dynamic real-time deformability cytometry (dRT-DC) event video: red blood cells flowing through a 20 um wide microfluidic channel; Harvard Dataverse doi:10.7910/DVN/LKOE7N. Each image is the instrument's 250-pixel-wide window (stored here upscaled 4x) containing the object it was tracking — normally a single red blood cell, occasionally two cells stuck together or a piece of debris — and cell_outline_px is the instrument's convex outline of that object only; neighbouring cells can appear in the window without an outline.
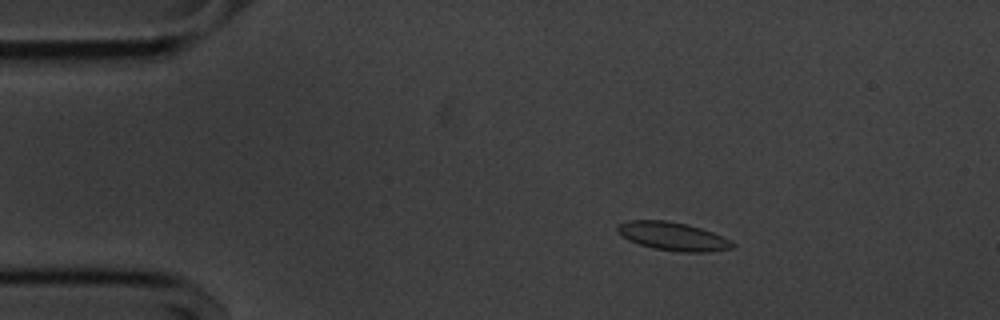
{"species": "common noctule bat (a hibernating species)", "species_latin": "Nyctalus noctula", "temperature_condition": "cold", "stored_images_in_passage": 56, "camera_frame_rate_fps": 3000, "um_per_image_px": 0.085, "animal": {"sex": "male", "body_mass_g": 20.1, "forearm_length_mm": 53.5}, "frame": {"image": 1, "passage_image": 10, "time_ms": 3.0, "image_size_px": [1000, 320], "cell_outline_px": [[736, 244], [732, 248], [712, 252], [680, 252], [652, 248], [628, 240], [616, 232], [616, 228], [620, 224], [632, 220], [668, 220], [688, 224], [712, 232], [732, 240]], "centroid_in_image_um": [57.22, 20.09], "position_along_channel_um": 27.8, "area_um2": 19.13}}
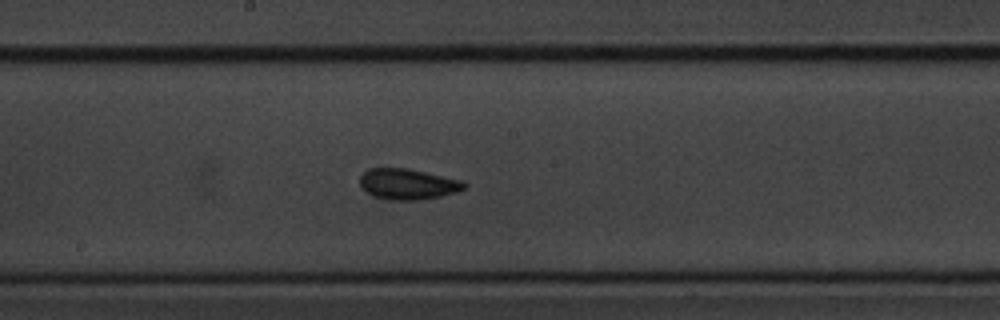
{"frame": {"image": 2, "passage_image": 30, "time_ms": 9.667, "image_size_px": [1000, 320], "cell_outline_px": [[468, 184], [464, 188], [456, 192], [440, 196], [416, 200], [388, 200], [372, 196], [360, 184], [360, 176], [368, 168], [408, 168], [460, 180]], "centroid_in_image_um": [34.64, 15.64], "position_along_channel_um": 213.6, "area_um2": 18.55}}
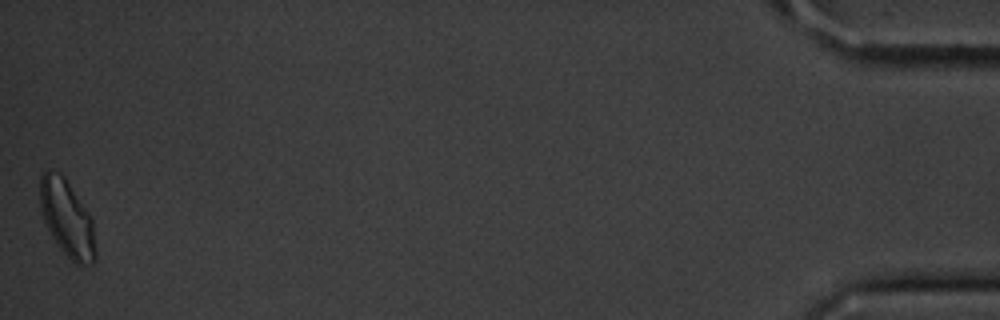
{"frame": {"image": 3, "passage_image": 56, "time_ms": 18.333, "image_size_px": [1000, 320], "cell_outline_px": [[96, 260], [92, 264], [76, 264], [60, 248], [52, 236], [44, 220], [40, 208], [40, 176], [44, 168], [48, 168], [60, 172], [64, 176], [88, 212], [92, 220], [96, 252]], "centroid_in_image_um": [5.68, 18.52], "position_along_channel_um": 429.5, "area_um2": 24.74}, "authors_computed_cell_mechanics": {"area_um2": 18.2359, "velocity_mm_per_s": 3.5811, "shape_relaxation_time_tau1_ms": 3.191, "shape_relaxation_time_tau2_ms": 3.4294, "deformation_change_tau1": 0.0695, "deformation_change_tau2": 0.0657}}